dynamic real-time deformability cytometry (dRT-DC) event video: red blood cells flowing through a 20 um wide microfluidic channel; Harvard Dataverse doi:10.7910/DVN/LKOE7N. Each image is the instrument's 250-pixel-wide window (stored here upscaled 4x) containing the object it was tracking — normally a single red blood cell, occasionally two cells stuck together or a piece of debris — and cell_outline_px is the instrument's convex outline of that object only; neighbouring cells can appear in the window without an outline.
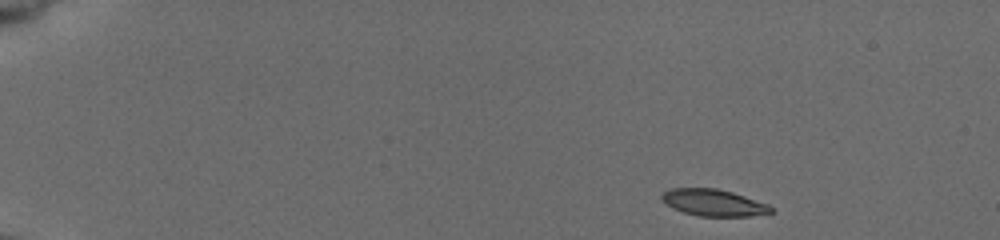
{"species": "common noctule bat (a hibernating species)", "species_latin": "Nyctalus noctula", "temperature_condition": "cold", "stored_images_in_passage": 47, "camera_frame_rate_fps": 3000, "um_per_image_px": 0.085, "animal": {"sex": "female", "body_mass_g": 19.5, "forearm_length_mm": 54.1}, "frame": {"image": 1, "passage_image": 1, "time_ms": 0.0, "image_size_px": [1000, 240], "cell_outline_px": [[776, 212], [752, 216], [700, 216], [684, 212], [672, 208], [660, 200], [660, 196], [664, 192], [672, 188], [716, 188], [732, 192], [768, 204], [776, 208]], "centroid_in_image_um": [60.68, 17.23], "position_along_channel_um": 24.3, "area_um2": 17.17}}
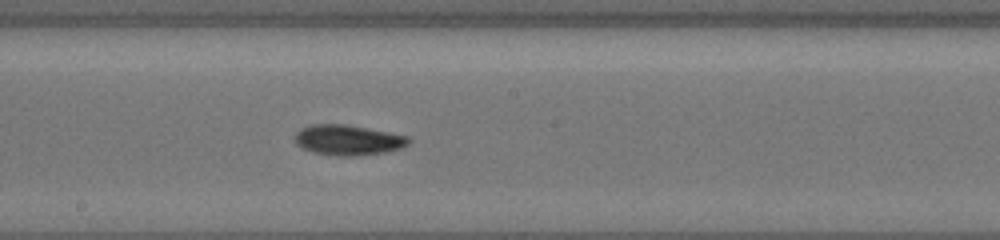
{"frame": {"image": 2, "passage_image": 20, "time_ms": 8.333, "image_size_px": [1000, 240], "cell_outline_px": [[412, 140], [408, 144], [400, 148], [384, 152], [356, 156], [336, 156], [312, 152], [296, 144], [296, 132], [300, 128], [312, 124], [344, 124], [388, 132], [408, 136]], "centroid_in_image_um": [29.57, 11.9], "position_along_channel_um": 218.6, "area_um2": 20.0}}
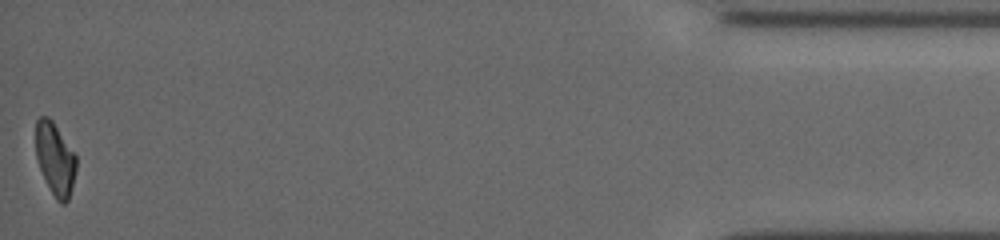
{"frame": {"image": 3, "passage_image": 47, "time_ms": 16.0, "image_size_px": [1000, 240], "cell_outline_px": [[76, 172], [68, 200], [64, 204], [60, 204], [56, 200], [36, 160], [36, 120], [40, 116], [48, 116], [52, 120], [76, 156]], "centroid_in_image_um": [4.68, 13.5], "position_along_channel_um": 430.5, "area_um2": 16.88}, "authors_computed_cell_mechanics": {"area_um2": 18.3804, "velocity_mm_per_s": 3.7615, "shape_relaxation_time_tau1_ms": 4.4319, "shape_relaxation_time_tau2_ms": 4.7368, "deformation_change_tau1": 0.1324, "deformation_change_tau2": 0.0892}}